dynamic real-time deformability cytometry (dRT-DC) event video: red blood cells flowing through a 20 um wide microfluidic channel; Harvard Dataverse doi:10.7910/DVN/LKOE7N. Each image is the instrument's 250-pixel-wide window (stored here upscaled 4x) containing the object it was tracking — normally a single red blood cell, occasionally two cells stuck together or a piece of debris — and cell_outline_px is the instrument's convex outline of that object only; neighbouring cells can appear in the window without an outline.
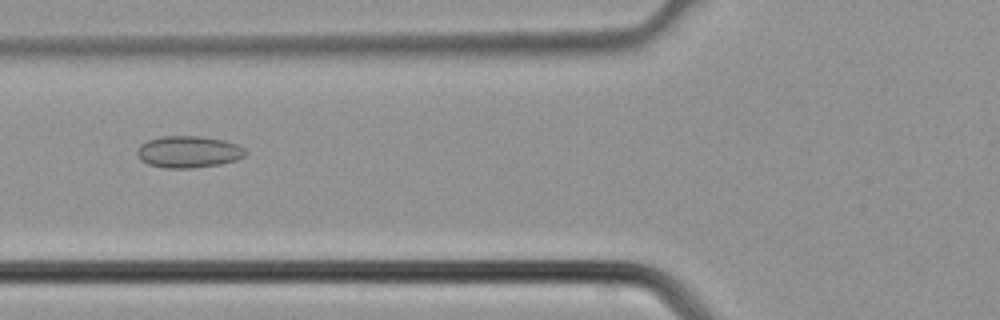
{"species": "common noctule bat (a hibernating species)", "species_latin": "Nyctalus noctula", "temperature_condition": "cold", "stored_images_in_passage": 3, "camera_frame_rate_fps": 3000, "um_per_image_px": 0.085, "animal": {"sex": "male", "body_mass_g": 21.5, "forearm_length_mm": 52.0}, "frame": {"image": 1, "passage_image": 3, "time_ms": 0.667, "image_size_px": [1000, 320], "cell_outline_px": [[248, 152], [244, 156], [236, 160], [220, 164], [192, 168], [164, 168], [148, 164], [140, 160], [136, 152], [140, 144], [148, 140], [160, 136], [200, 136], [224, 140], [236, 144], [244, 148]], "centroid_in_image_um": [16.01, 12.9], "position_along_channel_um": 109.8, "area_um2": 20.17}}